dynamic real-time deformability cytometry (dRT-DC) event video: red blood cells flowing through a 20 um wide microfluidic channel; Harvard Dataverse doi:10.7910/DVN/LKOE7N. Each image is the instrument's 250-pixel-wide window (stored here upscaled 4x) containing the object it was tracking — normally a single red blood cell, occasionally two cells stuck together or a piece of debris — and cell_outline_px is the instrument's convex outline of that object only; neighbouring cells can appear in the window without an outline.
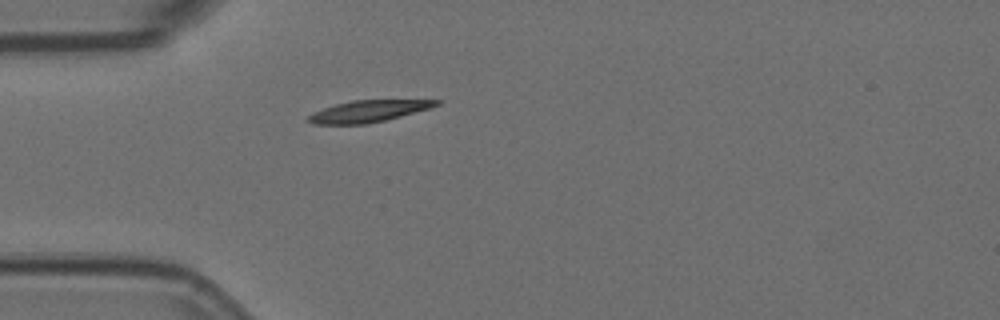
{"species": "Egyptian fruit bat (a non-hibernating species)", "species_latin": "Rousettus aegyptiacus", "temperature_condition": "room temperature", "stored_images_in_passage": 1, "camera_frame_rate_fps": 3000, "um_per_image_px": 0.085, "animal": {"sex": "female"}, "frame": {"image": 1, "passage_image": 1, "time_ms": 0.0, "image_size_px": [1000, 320], "cell_outline_px": [[440, 104], [432, 108], [384, 120], [364, 124], [312, 124], [304, 120], [312, 112], [336, 104], [352, 100], [440, 100]], "centroid_in_image_um": [31.27, 9.45], "position_along_channel_um": 53.7, "area_um2": 16.13}}